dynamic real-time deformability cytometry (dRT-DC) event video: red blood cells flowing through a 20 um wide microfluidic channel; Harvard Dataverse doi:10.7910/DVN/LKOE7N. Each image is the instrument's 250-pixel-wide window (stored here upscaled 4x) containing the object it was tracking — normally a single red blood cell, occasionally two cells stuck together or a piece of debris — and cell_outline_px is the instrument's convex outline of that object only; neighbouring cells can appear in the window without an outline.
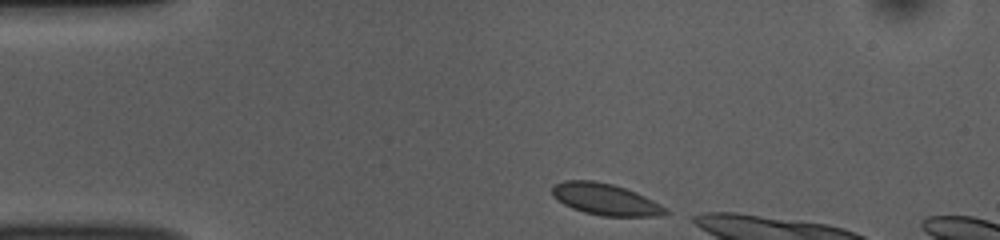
{"species": "common noctule bat (a hibernating species)", "species_latin": "Nyctalus noctula", "temperature_condition": "room temperature", "stored_images_in_passage": 7, "camera_frame_rate_fps": 3000, "um_per_image_px": 0.085, "animal": {"sex": "female", "body_mass_g": 10.0, "forearm_length_mm": 53.1}, "frame": {"image": 1, "passage_image": 1, "time_ms": 0.0, "image_size_px": [1000, 240], "cell_outline_px": [[668, 212], [664, 216], [600, 216], [584, 212], [572, 208], [556, 200], [552, 196], [552, 184], [564, 180], [596, 180], [612, 184], [636, 192], [668, 208]], "centroid_in_image_um": [51.43, 16.94], "position_along_channel_um": 33.6, "area_um2": 21.04}}